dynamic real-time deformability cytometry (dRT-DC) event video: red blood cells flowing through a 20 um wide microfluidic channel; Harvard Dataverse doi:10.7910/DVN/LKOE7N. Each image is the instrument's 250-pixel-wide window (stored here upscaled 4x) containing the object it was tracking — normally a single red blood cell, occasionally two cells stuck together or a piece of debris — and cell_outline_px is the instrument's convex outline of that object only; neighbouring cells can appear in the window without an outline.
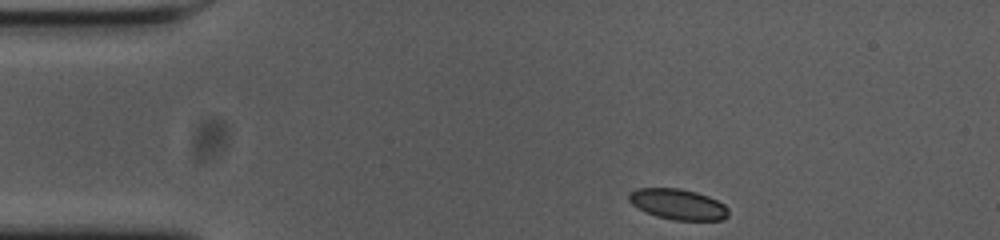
{"species": "common noctule bat (a hibernating species)", "species_latin": "Nyctalus noctula", "temperature_condition": "cold", "stored_images_in_passage": 47, "camera_frame_rate_fps": 3000, "um_per_image_px": 0.085, "animal": {"sex": "female", "body_mass_g": 23.0, "forearm_length_mm": 53.4}, "frame": {"image": 1, "passage_image": 1, "time_ms": 0.0, "image_size_px": [1000, 240], "cell_outline_px": [[728, 216], [724, 220], [676, 220], [656, 216], [644, 212], [632, 204], [628, 200], [628, 192], [636, 188], [680, 188], [696, 192], [708, 196], [724, 204], [728, 208]], "centroid_in_image_um": [57.6, 17.36], "position_along_channel_um": 27.4, "area_um2": 17.92}}
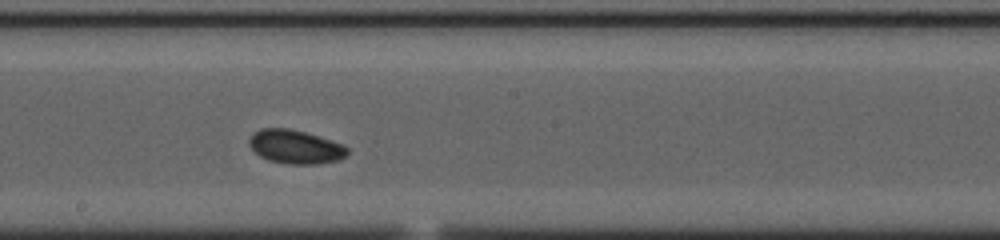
{"frame": {"image": 2, "passage_image": 22, "time_ms": 7.0, "image_size_px": [1000, 240], "cell_outline_px": [[348, 152], [340, 160], [316, 164], [288, 164], [268, 160], [260, 156], [248, 144], [248, 140], [252, 132], [260, 128], [288, 128], [304, 132], [344, 144], [348, 148]], "centroid_in_image_um": [25.08, 12.47], "position_along_channel_um": 223.1, "area_um2": 19.36}}
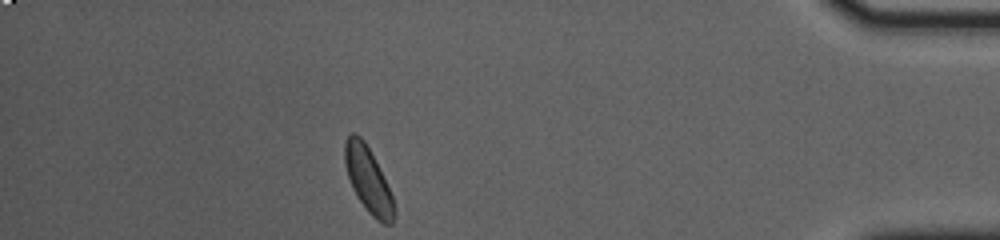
{"frame": {"image": 3, "passage_image": 41, "time_ms": 13.333, "image_size_px": [1000, 240], "cell_outline_px": [[396, 212], [392, 224], [384, 224], [376, 220], [368, 212], [356, 196], [352, 188], [344, 164], [344, 144], [348, 136], [352, 132], [356, 132], [364, 140], [392, 196], [396, 208]], "centroid_in_image_um": [31.27, 15.32], "position_along_channel_um": 403.9, "area_um2": 18.55}, "authors_computed_cell_mechanics": {"area_um2": 18.5538, "velocity_mm_per_s": 3.6406, "shape_relaxation_time_tau1_ms": 1.6614, "shape_relaxation_time_tau2_ms": null, "deformation_change_tau1": 0.0584, "deformation_change_tau2": null}}